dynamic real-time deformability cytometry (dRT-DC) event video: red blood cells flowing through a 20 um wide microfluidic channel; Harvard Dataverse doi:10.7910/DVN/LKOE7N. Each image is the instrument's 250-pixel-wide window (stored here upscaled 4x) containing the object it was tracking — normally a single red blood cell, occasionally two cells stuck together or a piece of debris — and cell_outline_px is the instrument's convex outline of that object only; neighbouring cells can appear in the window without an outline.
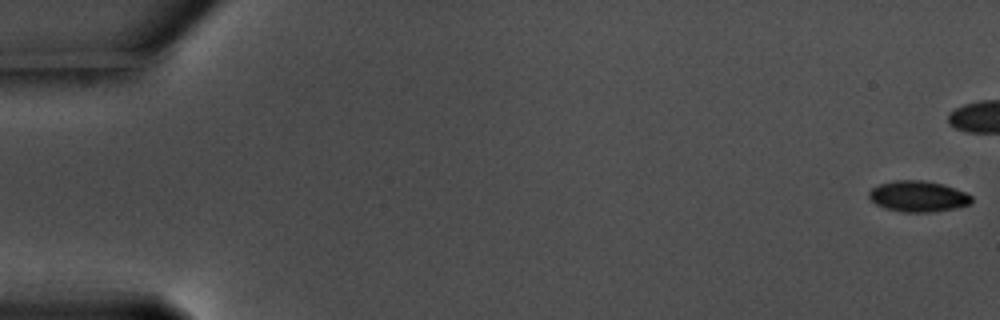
{"species": "common noctule bat (a hibernating species)", "species_latin": "Nyctalus noctula", "temperature_condition": "warm", "stored_images_in_passage": 47, "camera_frame_rate_fps": 3000, "um_per_image_px": 0.085, "animal": {"sex": "male", "body_mass_g": 17.5, "forearm_length_mm": 52.3}, "frame": {"image": 1, "passage_image": 1, "time_ms": 0.0, "image_size_px": [1000, 320], "cell_outline_px": [[972, 200], [968, 204], [956, 208], [932, 212], [904, 212], [884, 208], [876, 204], [868, 196], [868, 192], [872, 188], [880, 184], [892, 180], [924, 180], [944, 184], [964, 192], [972, 196]], "centroid_in_image_um": [78.02, 16.68], "position_along_channel_um": 7.0, "area_um2": 18.5}}
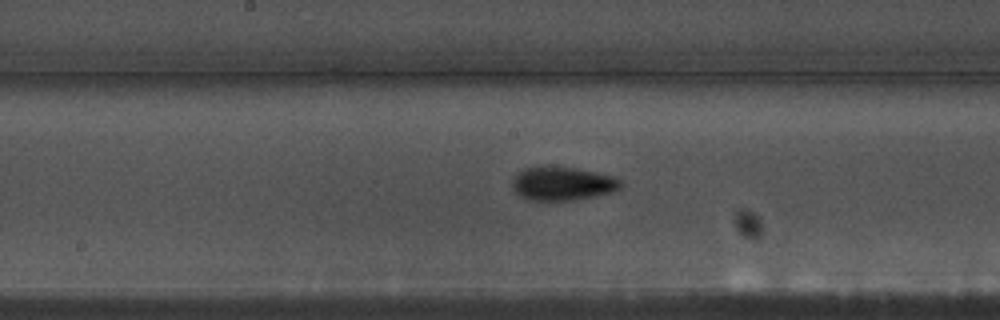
{"frame": {"image": 2, "passage_image": 31, "time_ms": 10.0, "image_size_px": [1000, 320], "cell_outline_px": [[624, 184], [620, 188], [612, 192], [596, 196], [572, 200], [528, 200], [520, 196], [516, 192], [512, 184], [512, 180], [524, 168], [576, 168], [596, 172], [612, 176], [620, 180]], "centroid_in_image_um": [47.85, 15.63], "position_along_channel_um": 200.3, "area_um2": 20.75}}
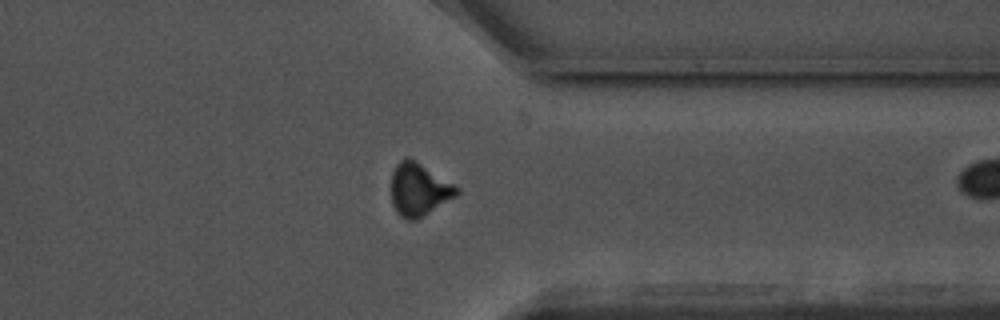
{"frame": {"image": 3, "passage_image": 46, "time_ms": 15.0, "image_size_px": [1000, 320], "cell_outline_px": [[460, 192], [456, 196], [416, 220], [408, 220], [400, 216], [396, 212], [392, 204], [392, 172], [396, 164], [404, 156], [408, 156], [460, 188]], "centroid_in_image_um": [35.59, 16.1], "position_along_channel_um": 375.8, "area_um2": 20.0}}